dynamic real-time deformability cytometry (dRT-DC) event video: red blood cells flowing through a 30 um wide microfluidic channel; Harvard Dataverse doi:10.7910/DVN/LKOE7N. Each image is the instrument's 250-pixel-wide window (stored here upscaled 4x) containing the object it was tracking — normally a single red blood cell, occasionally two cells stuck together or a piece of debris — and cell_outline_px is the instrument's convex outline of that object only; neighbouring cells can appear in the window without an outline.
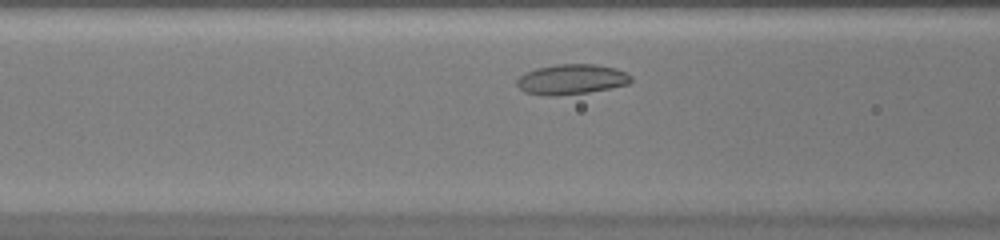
{"species": "common noctule bat (a hibernating species)", "species_latin": "Nyctalus noctula", "temperature_condition": "warm", "stored_images_in_passage": 26, "camera_frame_rate_fps": 3000, "um_per_image_px": 0.085, "animal": {"sex": "female", "body_mass_g": 20.0, "forearm_length_mm": 54.0}, "frame": {"image": 1, "passage_image": 6, "time_ms": 1.667, "image_size_px": [1000, 240], "cell_outline_px": [[632, 80], [628, 84], [612, 88], [588, 92], [560, 96], [548, 96], [524, 92], [516, 84], [516, 80], [524, 72], [536, 68], [556, 64], [596, 64], [616, 68], [632, 76]], "centroid_in_image_um": [48.56, 6.74], "position_along_channel_um": 118.0, "area_um2": 20.29}}
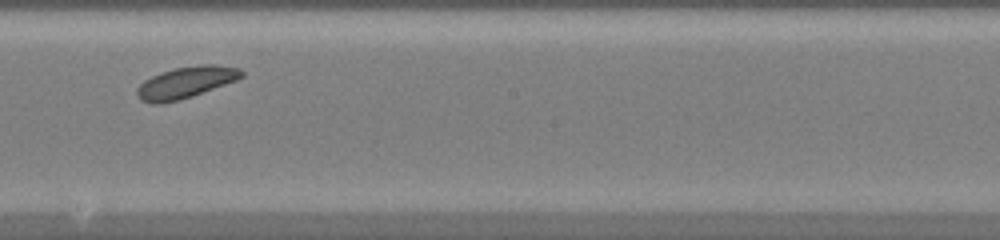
{"frame": {"image": 2, "passage_image": 14, "time_ms": 4.333, "image_size_px": [1000, 240], "cell_outline_px": [[244, 76], [236, 80], [192, 96], [160, 104], [152, 104], [140, 100], [136, 96], [136, 88], [144, 80], [152, 76], [172, 68], [200, 64], [212, 64], [240, 68], [244, 72]], "centroid_in_image_um": [15.77, 7.0], "position_along_channel_um": 232.4, "area_um2": 19.25}}
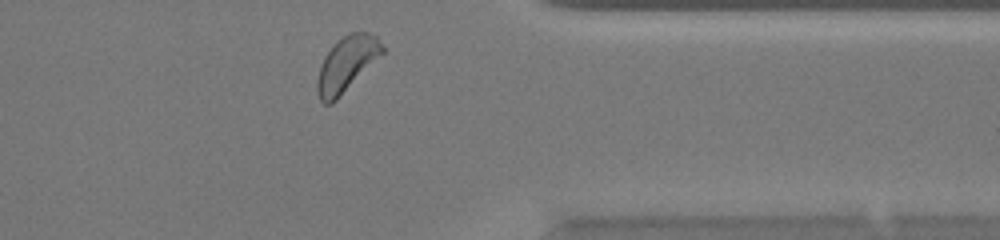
{"frame": {"image": 3, "passage_image": 25, "time_ms": 8.0, "image_size_px": [1000, 240], "cell_outline_px": [[384, 52], [332, 104], [324, 104], [320, 100], [316, 92], [316, 80], [324, 56], [336, 40], [352, 32], [368, 32], [376, 36], [384, 48]], "centroid_in_image_um": [29.43, 5.45], "position_along_channel_um": 382.0, "area_um2": 20.69}}